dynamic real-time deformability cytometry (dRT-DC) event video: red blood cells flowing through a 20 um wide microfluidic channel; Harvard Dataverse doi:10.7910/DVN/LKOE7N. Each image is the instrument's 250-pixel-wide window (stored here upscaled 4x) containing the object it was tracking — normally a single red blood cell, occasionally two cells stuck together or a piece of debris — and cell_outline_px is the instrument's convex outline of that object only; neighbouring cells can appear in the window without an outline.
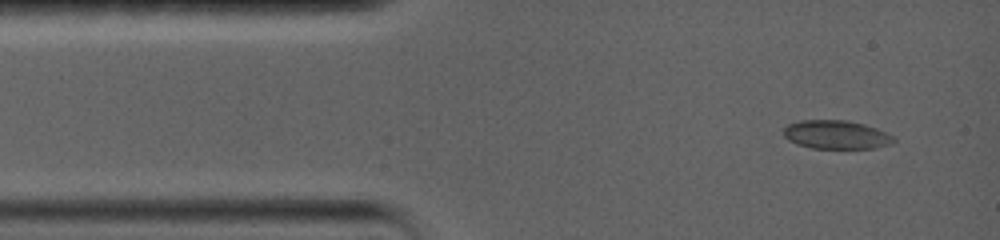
{"species": "common noctule bat (a hibernating species)", "species_latin": "Nyctalus noctula", "temperature_condition": "warm", "stored_images_in_passage": 70, "camera_frame_rate_fps": 5000, "um_per_image_px": 0.085, "animal": {"sex": "female", "body_mass_g": 19.0, "forearm_length_mm": 56.7}, "frame": {"image": 1, "passage_image": 1, "time_ms": 0.0, "image_size_px": [1000, 240], "cell_outline_px": [[896, 140], [892, 144], [876, 148], [812, 148], [796, 144], [788, 140], [784, 136], [784, 128], [788, 124], [800, 120], [848, 120], [864, 124], [876, 128], [892, 136]], "centroid_in_image_um": [71.07, 11.45], "position_along_channel_um": 13.9, "area_um2": 18.38}}
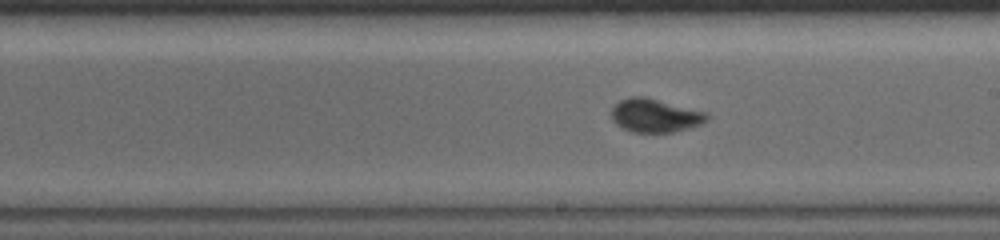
{"frame": {"image": 2, "passage_image": 27, "time_ms": 7.6, "image_size_px": [1000, 240], "cell_outline_px": [[712, 116], [708, 120], [700, 124], [688, 128], [672, 132], [632, 132], [620, 128], [612, 120], [612, 108], [620, 100], [632, 96], [644, 96], [708, 112]], "centroid_in_image_um": [55.7, 9.82], "position_along_channel_um": 233.3, "area_um2": 18.79}}
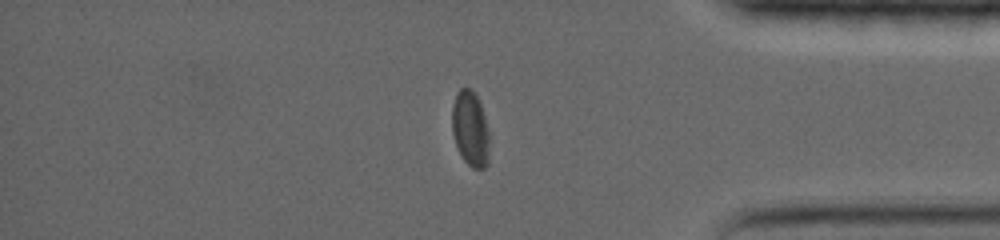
{"frame": {"image": 3, "passage_image": 52, "time_ms": 12.6, "image_size_px": [1000, 240], "cell_outline_px": [[488, 164], [484, 168], [472, 168], [464, 160], [456, 144], [452, 132], [452, 104], [456, 92], [460, 88], [472, 88], [480, 104], [484, 116], [488, 132]], "centroid_in_image_um": [39.96, 10.92], "position_along_channel_um": 395.2, "area_um2": 16.24}, "authors_computed_cell_mechanics": {"area_um2": 18.3804, "velocity_mm_per_s": 3.5839, "shape_relaxation_time_tau1_ms": 9.2231, "shape_relaxation_time_tau2_ms": null, "deformation_change_tau1": 0.221, "deformation_change_tau2": null}}